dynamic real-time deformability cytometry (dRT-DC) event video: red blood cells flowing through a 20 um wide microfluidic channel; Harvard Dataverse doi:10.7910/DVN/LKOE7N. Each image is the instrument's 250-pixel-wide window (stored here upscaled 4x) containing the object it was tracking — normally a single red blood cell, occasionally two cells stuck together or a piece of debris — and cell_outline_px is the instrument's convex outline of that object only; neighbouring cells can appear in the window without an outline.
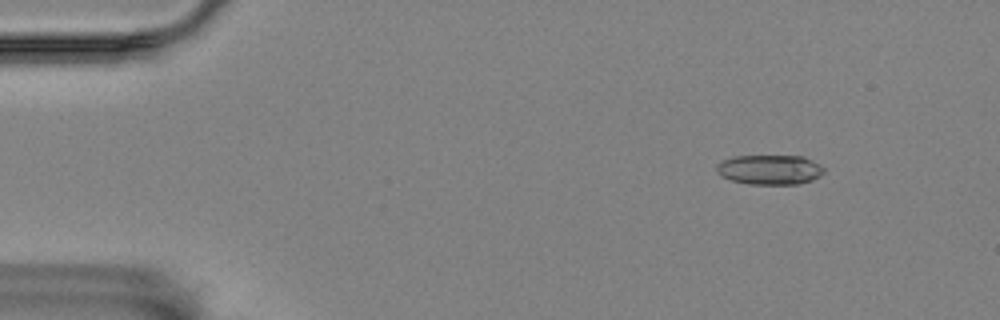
{"species": "Egyptian fruit bat (a non-hibernating species)", "species_latin": "Rousettus aegyptiacus", "temperature_condition": "room temperature", "stored_images_in_passage": 56, "camera_frame_rate_fps": 3000, "um_per_image_px": 0.085, "animal": {"sex": "female"}, "frame": {"image": 1, "passage_image": 6, "time_ms": 1.667, "image_size_px": [1000, 320], "cell_outline_px": [[824, 172], [820, 176], [812, 180], [796, 184], [748, 184], [732, 180], [720, 176], [716, 172], [716, 164], [732, 156], [804, 156], [820, 164], [824, 168]], "centroid_in_image_um": [65.42, 14.42], "position_along_channel_um": 19.6, "area_um2": 18.73}}
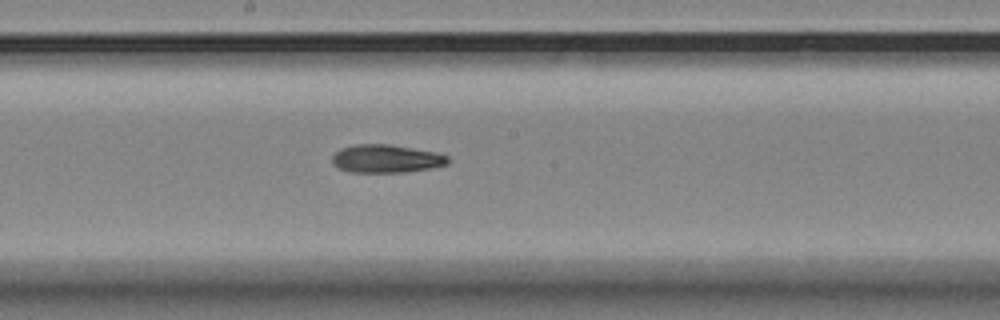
{"frame": {"image": 2, "passage_image": 30, "time_ms": 9.667, "image_size_px": [1000, 320], "cell_outline_px": [[448, 164], [428, 168], [404, 172], [352, 172], [340, 168], [332, 164], [332, 156], [340, 148], [356, 144], [392, 144], [436, 152], [448, 156]], "centroid_in_image_um": [32.81, 13.47], "position_along_channel_um": 215.4, "area_um2": 18.9}}
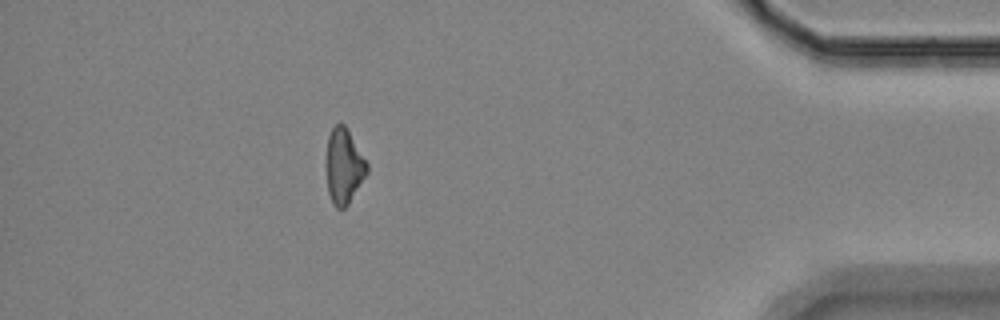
{"frame": {"image": 3, "passage_image": 50, "time_ms": 16.333, "image_size_px": [1000, 320], "cell_outline_px": [[368, 172], [348, 204], [344, 208], [336, 208], [332, 204], [328, 192], [324, 164], [328, 136], [332, 128], [336, 124], [344, 124], [368, 164]], "centroid_in_image_um": [29.18, 14.14], "position_along_channel_um": 406.0, "area_um2": 18.03}, "authors_computed_cell_mechanics": {"area_um2": 18.7561, "velocity_mm_per_s": 3.5294, "shape_relaxation_time_tau1_ms": 4.6709, "shape_relaxation_time_tau2_ms": null, "deformation_change_tau1": 0.1323, "deformation_change_tau2": null}}